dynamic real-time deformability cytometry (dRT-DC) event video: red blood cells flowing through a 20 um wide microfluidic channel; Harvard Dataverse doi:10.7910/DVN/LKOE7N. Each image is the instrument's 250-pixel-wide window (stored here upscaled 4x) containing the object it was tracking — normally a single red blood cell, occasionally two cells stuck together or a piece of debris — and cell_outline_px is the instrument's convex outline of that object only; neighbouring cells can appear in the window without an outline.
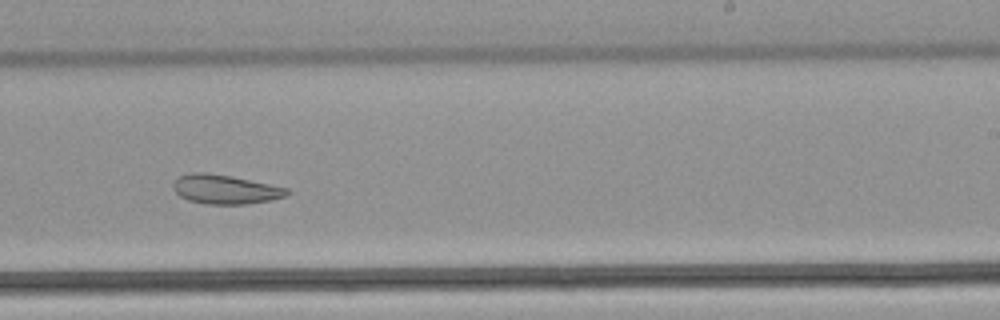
{"species": "common noctule bat (a hibernating species)", "species_latin": "Nyctalus noctula", "temperature_condition": "warm", "stored_images_in_passage": 46, "camera_frame_rate_fps": 3000, "um_per_image_px": 0.085, "animal": {"sex": "male", "body_mass_g": 21.5, "forearm_length_mm": 52.0}, "frame": {"image": 1, "passage_image": 27, "time_ms": 8.667, "image_size_px": [1000, 320], "cell_outline_px": [[288, 192], [284, 196], [268, 200], [244, 204], [204, 204], [188, 200], [180, 196], [172, 188], [172, 184], [180, 176], [192, 172], [204, 172], [228, 176], [288, 188]], "centroid_in_image_um": [19.07, 16.1], "position_along_channel_um": 269.9, "area_um2": 18.9}, "authors_computed_cell_mechanics": {"area_um2": 23.9581, "velocity_mm_per_s": 3.943, "shape_relaxation_time_tau1_ms": null, "shape_relaxation_time_tau2_ms": 2.996, "deformation_change_tau1": null, "deformation_change_tau2": 0.0856}}